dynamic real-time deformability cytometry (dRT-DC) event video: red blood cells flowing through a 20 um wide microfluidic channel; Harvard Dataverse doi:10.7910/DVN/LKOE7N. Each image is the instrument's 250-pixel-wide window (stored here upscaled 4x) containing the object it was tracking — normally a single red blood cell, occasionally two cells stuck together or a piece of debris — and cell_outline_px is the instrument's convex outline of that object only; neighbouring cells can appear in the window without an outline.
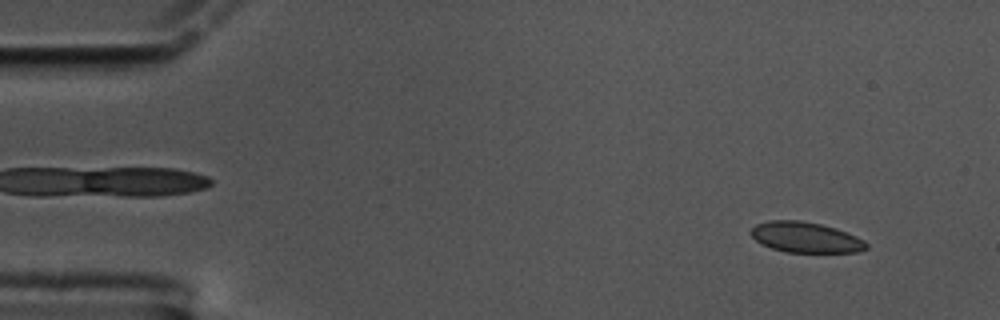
{"species": "common noctule bat (a hibernating species)", "species_latin": "Nyctalus noctula", "temperature_condition": "cold", "stored_images_in_passage": 60, "camera_frame_rate_fps": 3000, "um_per_image_px": 0.085, "animal": {"sex": "male", "body_mass_g": 17.5, "forearm_length_mm": 52.3}, "frame": {"image": 1, "passage_image": 5, "time_ms": 1.333, "image_size_px": [1000, 320], "cell_outline_px": [[868, 248], [856, 252], [784, 252], [760, 244], [748, 232], [756, 224], [768, 220], [800, 220], [820, 224], [836, 228], [856, 236], [864, 240], [868, 244]], "centroid_in_image_um": [68.45, 20.17], "position_along_channel_um": 16.6, "area_um2": 20.63}}
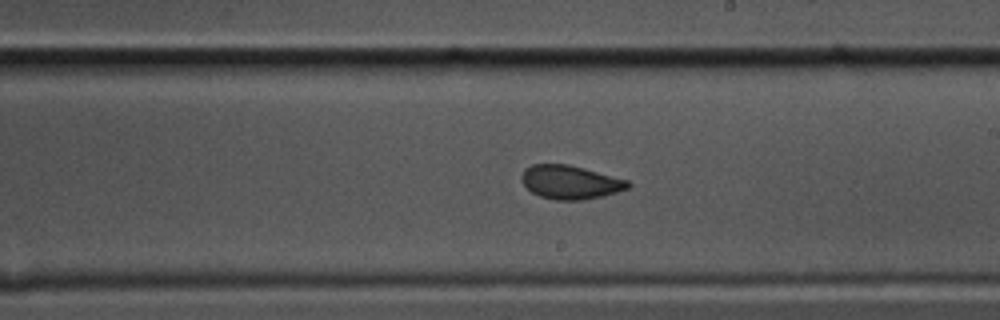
{"frame": {"image": 2, "passage_image": 34, "time_ms": 11.0, "image_size_px": [1000, 320], "cell_outline_px": [[632, 184], [628, 188], [604, 196], [580, 200], [556, 200], [540, 196], [532, 192], [520, 180], [520, 176], [524, 168], [532, 164], [568, 164], [584, 168], [628, 180]], "centroid_in_image_um": [48.46, 15.48], "position_along_channel_um": 240.5, "area_um2": 20.92}}
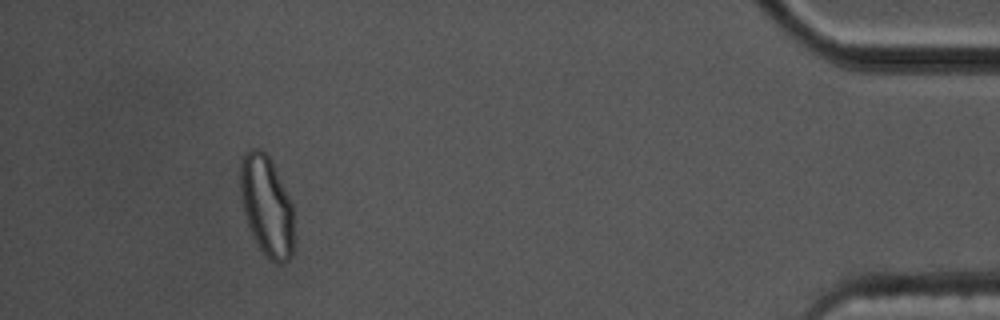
{"frame": {"image": 3, "passage_image": 55, "time_ms": 18.0, "image_size_px": [1000, 320], "cell_outline_px": [[292, 256], [284, 264], [276, 264], [256, 244], [252, 236], [244, 212], [240, 192], [240, 164], [244, 152], [248, 148], [260, 148], [268, 156], [292, 204]], "centroid_in_image_um": [22.63, 17.49], "position_along_channel_um": 412.6, "area_um2": 30.98}, "authors_computed_cell_mechanics": {"area_um2": 21.2704, "velocity_mm_per_s": 3.342, "shape_relaxation_time_tau1_ms": 3.4881, "shape_relaxation_time_tau2_ms": 1.1808, "deformation_change_tau1": 0.091, "deformation_change_tau2": 0.0587}}